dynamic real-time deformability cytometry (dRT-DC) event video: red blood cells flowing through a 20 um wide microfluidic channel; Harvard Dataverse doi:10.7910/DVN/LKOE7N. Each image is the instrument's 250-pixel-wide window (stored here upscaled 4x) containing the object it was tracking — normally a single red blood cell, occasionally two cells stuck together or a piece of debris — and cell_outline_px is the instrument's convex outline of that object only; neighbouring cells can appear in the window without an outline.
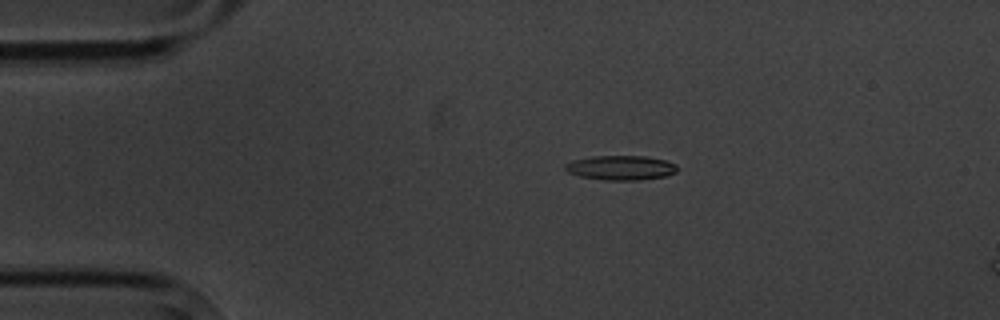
{"species": "common noctule bat (a hibernating species)", "species_latin": "Nyctalus noctula", "temperature_condition": "cold", "stored_images_in_passage": 5, "camera_frame_rate_fps": 3000, "um_per_image_px": 0.085, "animal": {"sex": "male", "body_mass_g": 20.1, "forearm_length_mm": 53.5}, "frame": {"image": 1, "passage_image": 3, "time_ms": 2.333, "image_size_px": [1000, 320], "cell_outline_px": [[680, 168], [676, 172], [664, 176], [636, 180], [604, 180], [580, 176], [568, 172], [564, 168], [564, 164], [572, 160], [592, 156], [644, 156], [664, 160], [676, 164]], "centroid_in_image_um": [52.75, 14.25], "position_along_channel_um": 32.2, "area_um2": 16.01}}